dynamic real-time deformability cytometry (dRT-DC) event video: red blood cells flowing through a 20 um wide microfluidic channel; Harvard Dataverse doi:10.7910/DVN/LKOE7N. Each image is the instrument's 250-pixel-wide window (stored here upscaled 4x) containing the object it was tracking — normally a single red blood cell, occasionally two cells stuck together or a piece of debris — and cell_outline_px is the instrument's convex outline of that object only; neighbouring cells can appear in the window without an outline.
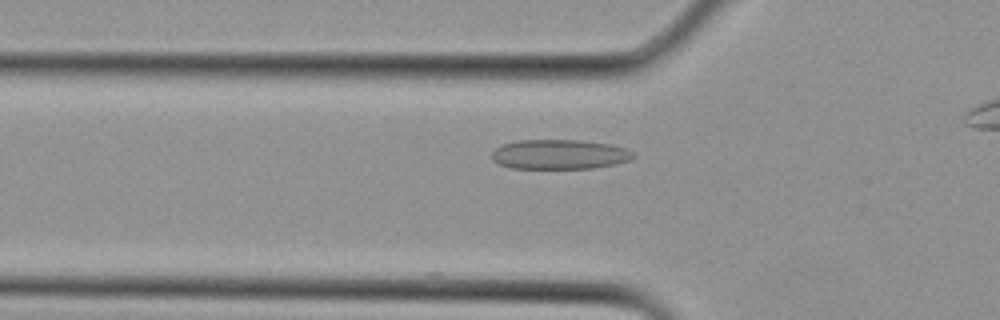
{"species": "Egyptian fruit bat (a non-hibernating species)", "species_latin": "Rousettus aegyptiacus", "temperature_condition": "cold", "stored_images_in_passage": 4, "camera_frame_rate_fps": 3000, "um_per_image_px": 0.085, "animal": {"sex": "female"}, "frame": {"image": 1, "passage_image": 3, "time_ms": 0.667, "image_size_px": [1000, 320], "cell_outline_px": [[636, 156], [628, 160], [616, 164], [592, 168], [512, 168], [500, 164], [492, 160], [492, 152], [500, 144], [516, 140], [580, 140], [608, 144], [624, 148], [632, 152]], "centroid_in_image_um": [47.51, 13.11], "position_along_channel_um": 78.3, "area_um2": 24.39}}
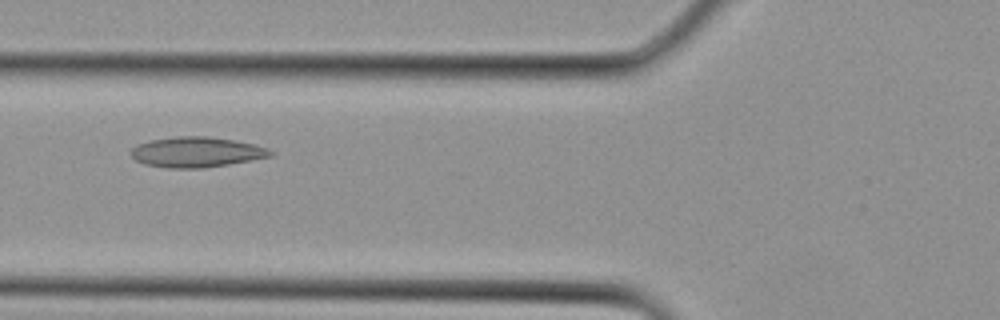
{"frame": {"image": 2, "passage_image": 4, "time_ms": 1.0, "image_size_px": [1000, 320], "cell_outline_px": [[276, 152], [272, 156], [228, 164], [204, 168], [168, 168], [144, 164], [136, 160], [132, 156], [132, 148], [136, 144], [152, 140], [180, 136], [208, 136], [256, 144], [268, 148]], "centroid_in_image_um": [16.73, 12.93], "position_along_channel_um": 109.1, "area_um2": 24.57}}